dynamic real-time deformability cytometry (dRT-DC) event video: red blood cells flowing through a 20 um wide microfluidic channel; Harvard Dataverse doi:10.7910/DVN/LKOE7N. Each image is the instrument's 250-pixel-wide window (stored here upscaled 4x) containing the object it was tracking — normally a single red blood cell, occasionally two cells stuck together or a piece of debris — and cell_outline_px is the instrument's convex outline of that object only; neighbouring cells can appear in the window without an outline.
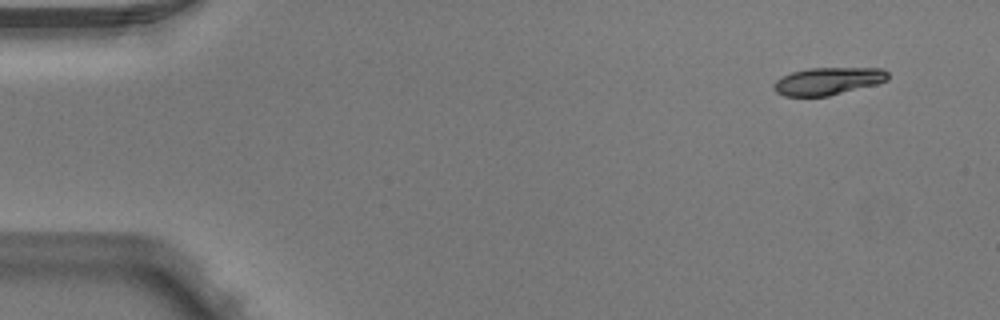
{"species": "Egyptian fruit bat (a non-hibernating species)", "species_latin": "Rousettus aegyptiacus", "temperature_condition": "warm", "stored_images_in_passage": 3, "camera_frame_rate_fps": 3000, "um_per_image_px": 0.085, "animal": {"sex": "male"}, "frame": {"image": 1, "passage_image": 1, "time_ms": 0.0, "image_size_px": [1000, 320], "cell_outline_px": [[888, 80], [876, 84], [828, 96], [784, 96], [776, 92], [772, 88], [772, 84], [780, 76], [792, 72], [808, 68], [884, 68], [888, 72]], "centroid_in_image_um": [70.34, 6.89], "position_along_channel_um": 14.7, "area_um2": 18.38}}